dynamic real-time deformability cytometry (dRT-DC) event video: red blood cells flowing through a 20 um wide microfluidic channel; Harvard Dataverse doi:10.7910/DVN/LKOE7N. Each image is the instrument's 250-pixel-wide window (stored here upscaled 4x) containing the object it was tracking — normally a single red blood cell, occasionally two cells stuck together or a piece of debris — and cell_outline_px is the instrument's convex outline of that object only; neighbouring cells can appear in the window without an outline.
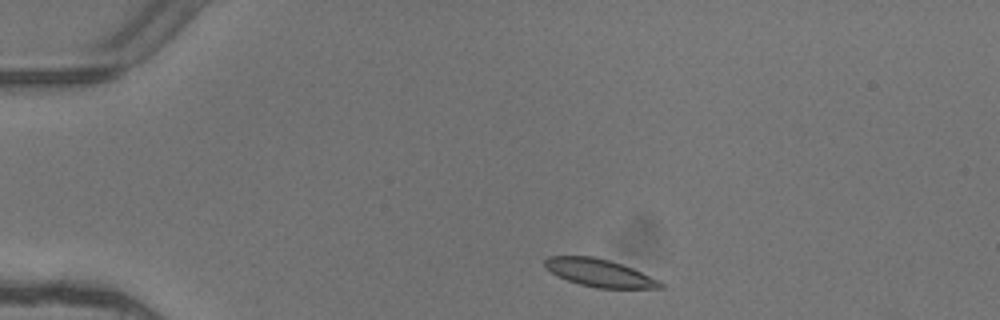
{"species": "common noctule bat (a hibernating species)", "species_latin": "Nyctalus noctula", "temperature_condition": "warm", "stored_images_in_passage": 2, "camera_frame_rate_fps": 3000, "um_per_image_px": 0.085, "animal": {"sex": "female"}, "frame": {"image": 1, "passage_image": 1, "time_ms": 0.0, "image_size_px": [1000, 320], "cell_outline_px": [[664, 288], [596, 288], [580, 284], [556, 276], [544, 268], [544, 260], [548, 256], [592, 256], [608, 260], [632, 268], [660, 280], [664, 284]], "centroid_in_image_um": [50.93, 23.2], "position_along_channel_um": 34.1, "area_um2": 18.67}}